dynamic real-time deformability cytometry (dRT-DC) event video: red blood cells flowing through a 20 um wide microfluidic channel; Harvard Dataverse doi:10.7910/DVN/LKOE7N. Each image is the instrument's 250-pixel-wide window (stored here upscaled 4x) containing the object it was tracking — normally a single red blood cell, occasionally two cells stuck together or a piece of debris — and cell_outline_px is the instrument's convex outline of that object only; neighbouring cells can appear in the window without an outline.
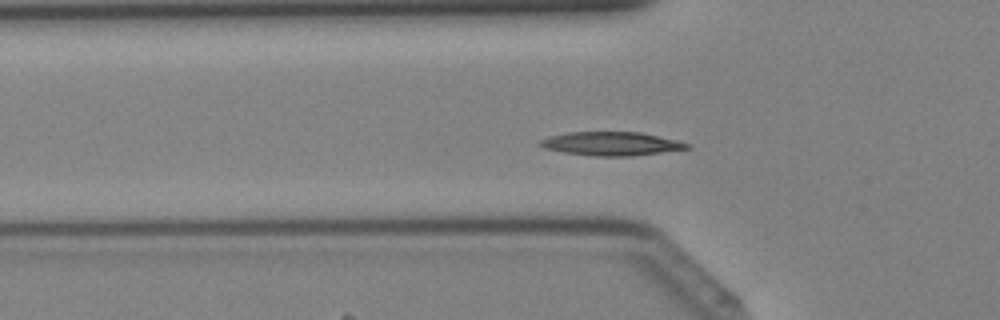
{"species": "Egyptian fruit bat (a non-hibernating species)", "species_latin": "Rousettus aegyptiacus", "temperature_condition": "cold", "stored_images_in_passage": 34, "camera_frame_rate_fps": 3000, "um_per_image_px": 0.085, "animal": {"sex": "female"}, "frame": {"image": 1, "passage_image": 6, "time_ms": 1.667, "image_size_px": [1000, 320], "cell_outline_px": [[692, 148], [632, 156], [592, 156], [564, 152], [544, 148], [536, 144], [540, 140], [552, 136], [568, 132], [640, 132], [676, 140], [692, 144]], "centroid_in_image_um": [51.98, 12.22], "position_along_channel_um": 73.8, "area_um2": 20.23}}
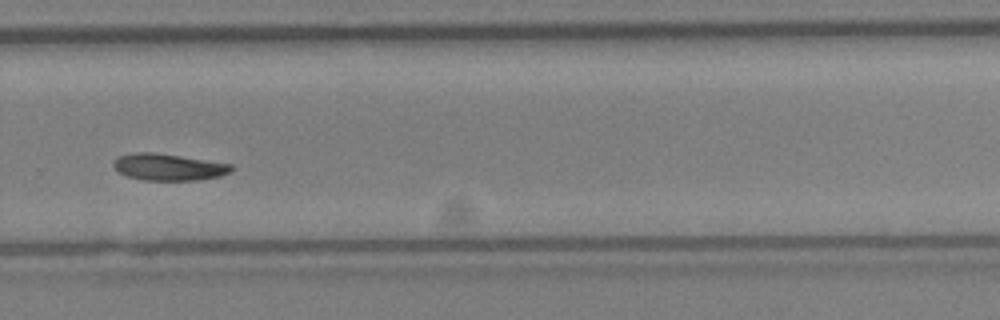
{"frame": {"image": 2, "passage_image": 21, "time_ms": 6.667, "image_size_px": [1000, 320], "cell_outline_px": [[236, 168], [232, 172], [220, 176], [200, 180], [144, 180], [128, 176], [120, 172], [112, 164], [120, 156], [132, 152], [152, 152], [180, 156], [232, 164]], "centroid_in_image_um": [14.39, 14.2], "position_along_channel_um": 315.4, "area_um2": 18.26}}
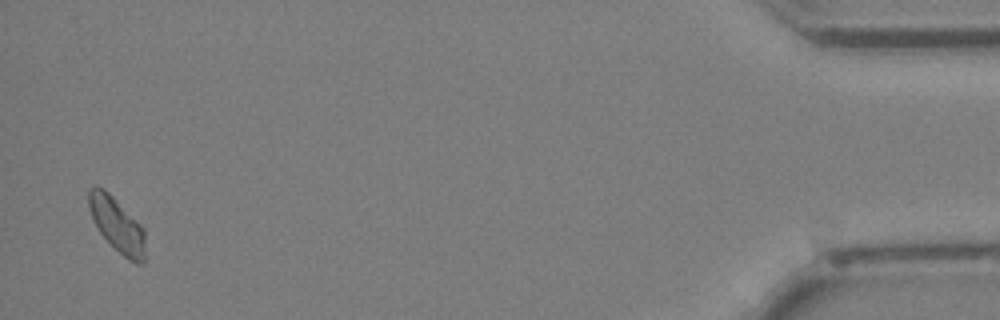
{"frame": {"image": 3, "passage_image": 33, "time_ms": 10.667, "image_size_px": [1000, 320], "cell_outline_px": [[144, 264], [136, 264], [128, 260], [100, 232], [92, 216], [88, 204], [88, 188], [104, 188], [144, 228]], "centroid_in_image_um": [9.97, 19.12], "position_along_channel_um": 425.2, "area_um2": 17.34}}